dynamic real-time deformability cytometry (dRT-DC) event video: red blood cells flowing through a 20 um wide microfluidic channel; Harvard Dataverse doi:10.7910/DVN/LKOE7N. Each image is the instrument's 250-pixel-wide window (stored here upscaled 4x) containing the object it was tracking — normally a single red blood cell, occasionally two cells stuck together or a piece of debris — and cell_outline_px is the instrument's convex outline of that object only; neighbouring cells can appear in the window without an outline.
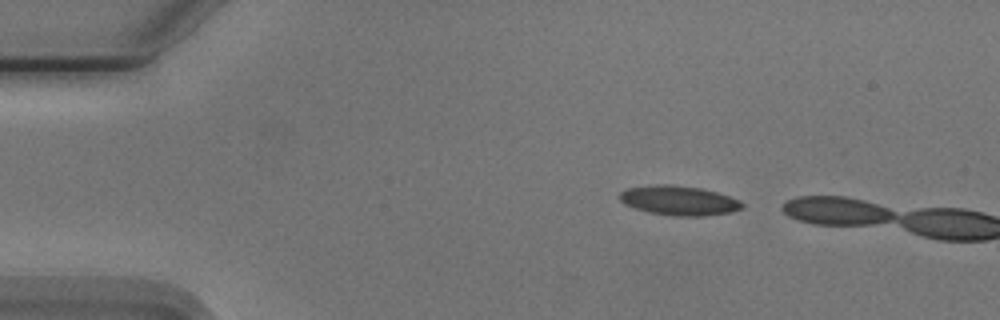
{"species": "Egyptian fruit bat (a non-hibernating species)", "species_latin": "Rousettus aegyptiacus", "temperature_condition": "cold", "stored_images_in_passage": 5, "camera_frame_rate_fps": 3000, "um_per_image_px": 0.085, "animal": {"sex": "male"}, "frame": {"image": 1, "passage_image": 3, "time_ms": 0.667, "image_size_px": [1000, 320], "cell_outline_px": [[744, 208], [728, 212], [704, 216], [672, 216], [648, 212], [624, 204], [620, 200], [620, 192], [628, 188], [656, 184], [668, 184], [700, 188], [716, 192], [740, 200], [744, 204]], "centroid_in_image_um": [57.71, 17.05], "position_along_channel_um": 27.3, "area_um2": 20.98}}